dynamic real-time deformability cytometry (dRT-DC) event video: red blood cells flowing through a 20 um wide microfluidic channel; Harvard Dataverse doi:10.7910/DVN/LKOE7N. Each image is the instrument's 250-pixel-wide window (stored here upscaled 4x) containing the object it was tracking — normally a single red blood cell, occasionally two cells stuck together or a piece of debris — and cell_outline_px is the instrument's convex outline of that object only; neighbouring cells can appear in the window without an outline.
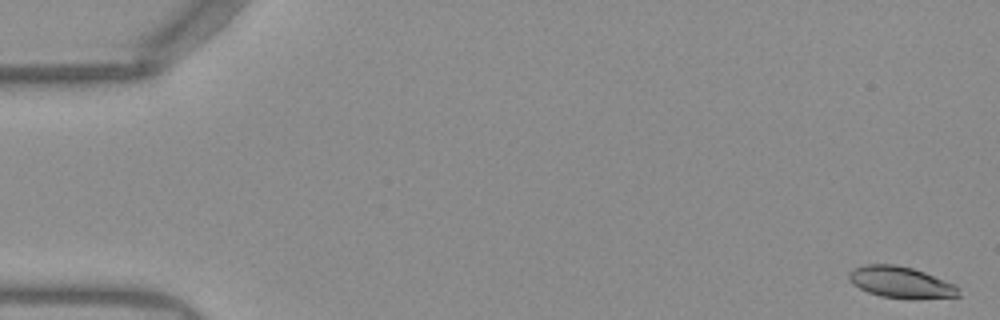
{"species": "Egyptian fruit bat (a non-hibernating species)", "species_latin": "Rousettus aegyptiacus", "temperature_condition": "warm", "stored_images_in_passage": 12, "camera_frame_rate_fps": 3000, "um_per_image_px": 0.085, "frame": {"image": 1, "passage_image": 1, "time_ms": 0.0, "image_size_px": [1000, 320], "cell_outline_px": [[960, 296], [916, 300], [908, 300], [880, 296], [868, 292], [852, 284], [848, 280], [848, 272], [864, 264], [896, 264], [912, 268], [924, 272], [956, 284], [960, 288]], "centroid_in_image_um": [76.6, 24.02], "position_along_channel_um": 8.4, "area_um2": 20.58}}